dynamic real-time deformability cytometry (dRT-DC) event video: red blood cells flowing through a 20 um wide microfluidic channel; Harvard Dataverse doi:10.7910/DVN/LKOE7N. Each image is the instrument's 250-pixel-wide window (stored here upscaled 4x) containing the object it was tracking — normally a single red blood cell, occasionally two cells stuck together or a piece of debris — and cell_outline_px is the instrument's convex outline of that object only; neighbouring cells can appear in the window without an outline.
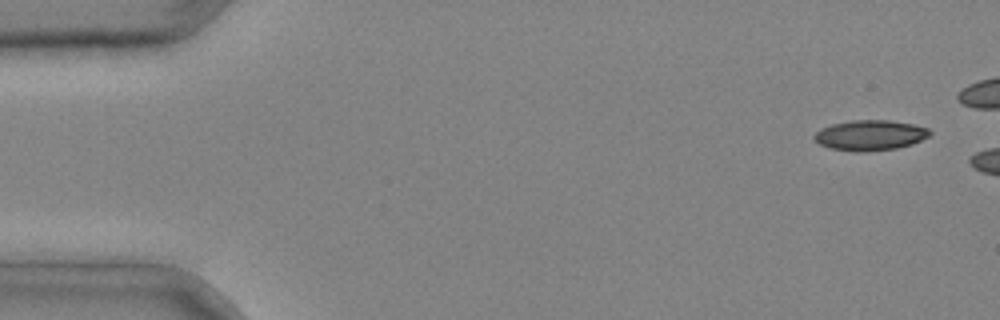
{"species": "common noctule bat (a hibernating species)", "species_latin": "Nyctalus noctula", "temperature_condition": "cold", "stored_images_in_passage": 4, "camera_frame_rate_fps": 3000, "um_per_image_px": 0.085, "animal": {"sex": "male", "body_mass_g": 20.4}, "frame": {"image": 1, "passage_image": 1, "time_ms": 0.0, "image_size_px": [1000, 320], "cell_outline_px": [[932, 132], [928, 136], [912, 144], [896, 148], [864, 152], [856, 152], [828, 148], [820, 144], [812, 136], [816, 132], [832, 124], [852, 120], [888, 120], [912, 124], [928, 128]], "centroid_in_image_um": [73.95, 11.5], "position_along_channel_um": 11.0, "area_um2": 20.29}}